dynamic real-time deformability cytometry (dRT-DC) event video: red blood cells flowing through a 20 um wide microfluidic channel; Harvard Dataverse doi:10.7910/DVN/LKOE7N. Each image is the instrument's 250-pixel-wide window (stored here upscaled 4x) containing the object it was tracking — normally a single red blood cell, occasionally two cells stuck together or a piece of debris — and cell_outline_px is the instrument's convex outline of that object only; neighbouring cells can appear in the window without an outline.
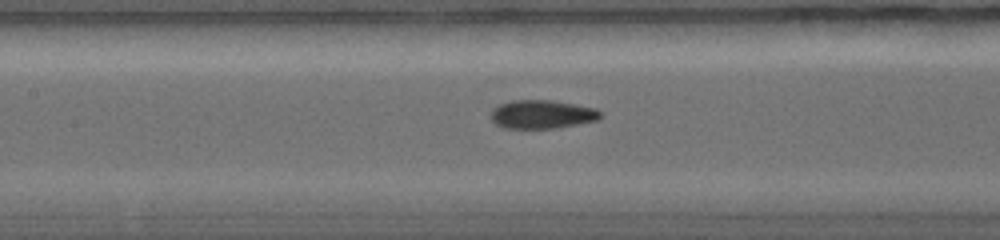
{"species": "common noctule bat (a hibernating species)", "species_latin": "Nyctalus noctula", "temperature_condition": "warm", "stored_images_in_passage": 37, "camera_frame_rate_fps": 5000, "um_per_image_px": 0.085, "animal": {"sex": "female", "body_mass_g": 19.0, "forearm_length_mm": 56.7}, "frame": {"image": 1, "passage_image": 15, "time_ms": 4.4, "image_size_px": [1000, 240], "cell_outline_px": [[600, 116], [596, 120], [556, 128], [504, 128], [496, 124], [492, 120], [492, 108], [500, 104], [512, 100], [552, 100], [596, 108], [600, 112]], "centroid_in_image_um": [46.04, 9.71], "position_along_channel_um": 161.4, "area_um2": 18.03}}
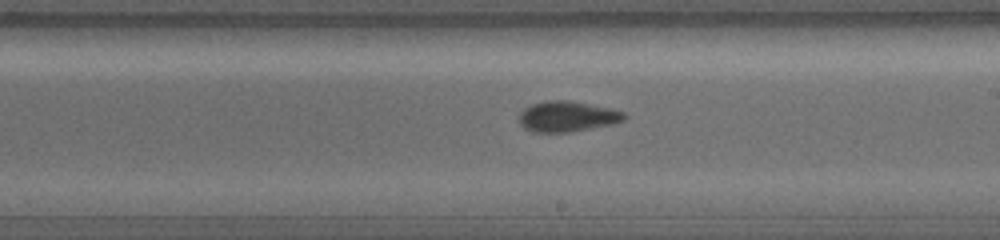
{"frame": {"image": 2, "passage_image": 19, "time_ms": 6.0, "image_size_px": [1000, 240], "cell_outline_px": [[628, 116], [624, 120], [612, 124], [572, 132], [532, 132], [524, 128], [520, 124], [520, 112], [524, 108], [532, 104], [548, 100], [564, 100], [612, 108], [624, 112]], "centroid_in_image_um": [48.23, 9.91], "position_along_channel_um": 240.8, "area_um2": 18.73}}
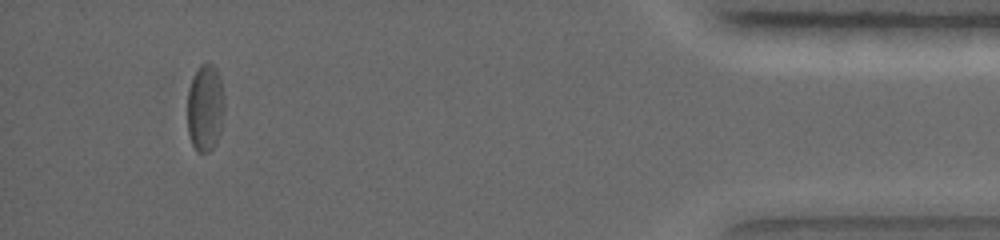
{"frame": {"image": 3, "passage_image": 32, "time_ms": 11.0, "image_size_px": [1000, 240], "cell_outline_px": [[224, 112], [220, 132], [216, 144], [208, 152], [196, 152], [192, 144], [188, 132], [188, 92], [192, 80], [200, 64], [208, 60], [216, 68], [220, 76], [224, 96]], "centroid_in_image_um": [17.46, 9.15], "position_along_channel_um": 417.7, "area_um2": 19.02}}